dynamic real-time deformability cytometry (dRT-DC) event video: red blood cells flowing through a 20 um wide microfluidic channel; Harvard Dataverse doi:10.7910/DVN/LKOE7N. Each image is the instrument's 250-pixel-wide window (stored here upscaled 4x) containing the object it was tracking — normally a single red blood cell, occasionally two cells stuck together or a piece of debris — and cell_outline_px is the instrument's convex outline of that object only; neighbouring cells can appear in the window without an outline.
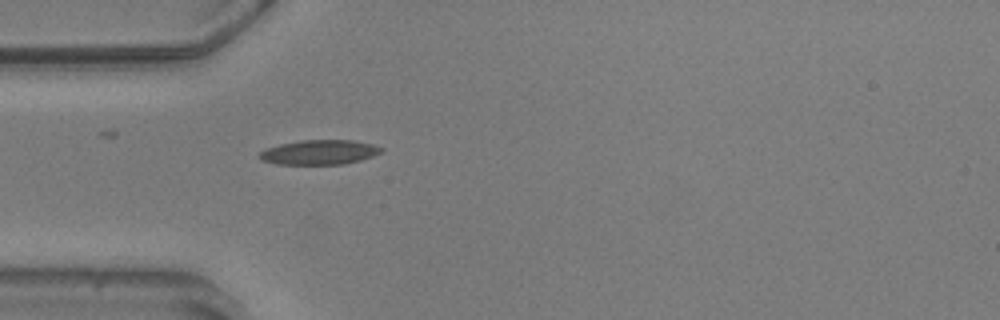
{"species": "common noctule bat (a hibernating species)", "species_latin": "Nyctalus noctula", "temperature_condition": "warm", "stored_images_in_passage": 5, "camera_frame_rate_fps": 3000, "um_per_image_px": 0.085, "animal": {"sex": "male", "body_mass_g": 20.5, "forearm_length_mm": 52.5}, "frame": {"image": 1, "passage_image": 1, "time_ms": 0.0, "image_size_px": [1000, 320], "cell_outline_px": [[384, 148], [380, 152], [372, 156], [360, 160], [344, 164], [276, 164], [260, 160], [256, 156], [264, 148], [280, 144], [300, 140], [352, 140], [372, 144]], "centroid_in_image_um": [27.08, 12.94], "position_along_channel_um": 57.9, "area_um2": 17.57}}